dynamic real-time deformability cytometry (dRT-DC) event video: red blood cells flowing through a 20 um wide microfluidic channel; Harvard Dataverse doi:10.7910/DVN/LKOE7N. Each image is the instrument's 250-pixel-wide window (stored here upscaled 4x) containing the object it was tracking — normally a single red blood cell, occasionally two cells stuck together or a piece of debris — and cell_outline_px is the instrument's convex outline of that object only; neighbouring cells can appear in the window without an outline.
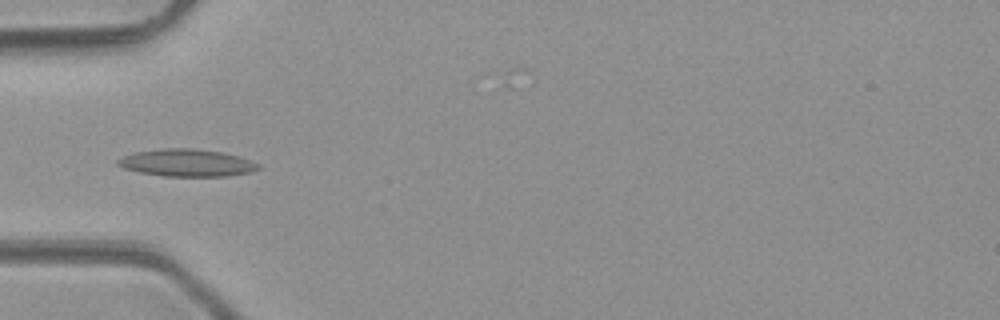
{"species": "common noctule bat (a hibernating species)", "species_latin": "Nyctalus noctula", "temperature_condition": "room temperature", "stored_images_in_passage": 7, "camera_frame_rate_fps": 3000, "um_per_image_px": 0.085, "animal": {"sex": "male", "body_mass_g": 23.1, "forearm_length_mm": 52.7}, "frame": {"image": 1, "passage_image": 4, "time_ms": 3.667, "image_size_px": [1000, 320], "cell_outline_px": [[260, 168], [248, 172], [228, 176], [164, 176], [140, 172], [124, 168], [116, 164], [116, 160], [132, 152], [160, 148], [192, 148], [220, 152], [240, 156], [260, 164]], "centroid_in_image_um": [15.85, 13.83], "position_along_channel_um": 69.1, "area_um2": 22.37}}
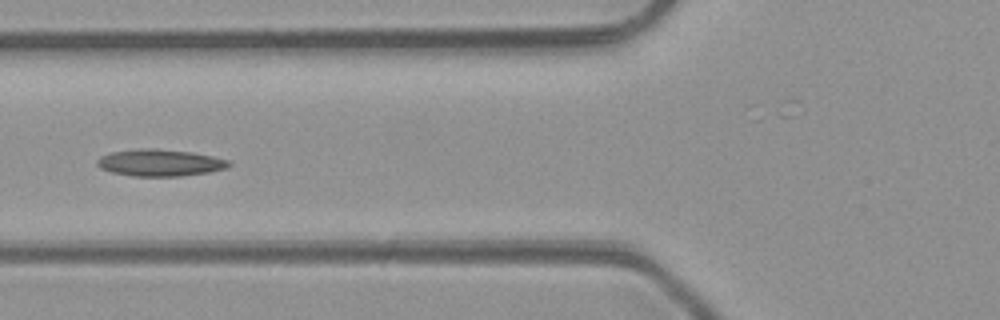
{"frame": {"image": 2, "passage_image": 5, "time_ms": 4.667, "image_size_px": [1000, 320], "cell_outline_px": [[232, 164], [224, 168], [208, 172], [180, 176], [132, 176], [112, 172], [100, 168], [96, 164], [96, 160], [100, 156], [112, 152], [140, 148], [152, 148], [192, 152], [212, 156], [228, 160]], "centroid_in_image_um": [13.56, 13.83], "position_along_channel_um": 112.2, "area_um2": 20.52}}
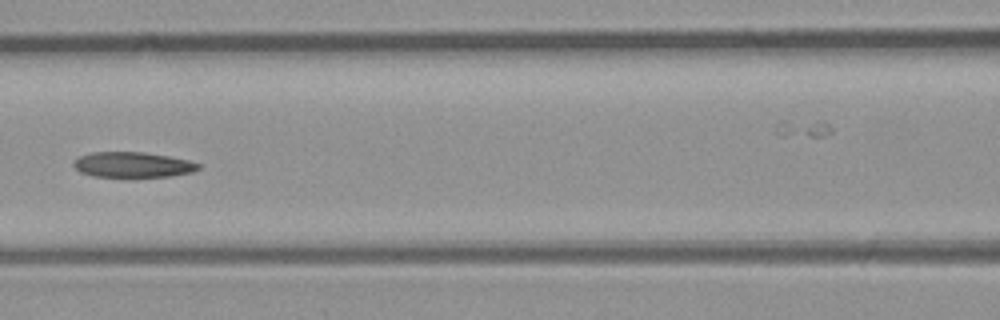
{"frame": {"image": 3, "passage_image": 6, "time_ms": 5.667, "image_size_px": [1000, 320], "cell_outline_px": [[200, 168], [192, 172], [168, 176], [92, 176], [80, 172], [72, 164], [80, 156], [92, 152], [144, 152], [168, 156], [188, 160], [200, 164]], "centroid_in_image_um": [11.28, 13.99], "position_along_channel_um": 155.3, "area_um2": 18.15}}